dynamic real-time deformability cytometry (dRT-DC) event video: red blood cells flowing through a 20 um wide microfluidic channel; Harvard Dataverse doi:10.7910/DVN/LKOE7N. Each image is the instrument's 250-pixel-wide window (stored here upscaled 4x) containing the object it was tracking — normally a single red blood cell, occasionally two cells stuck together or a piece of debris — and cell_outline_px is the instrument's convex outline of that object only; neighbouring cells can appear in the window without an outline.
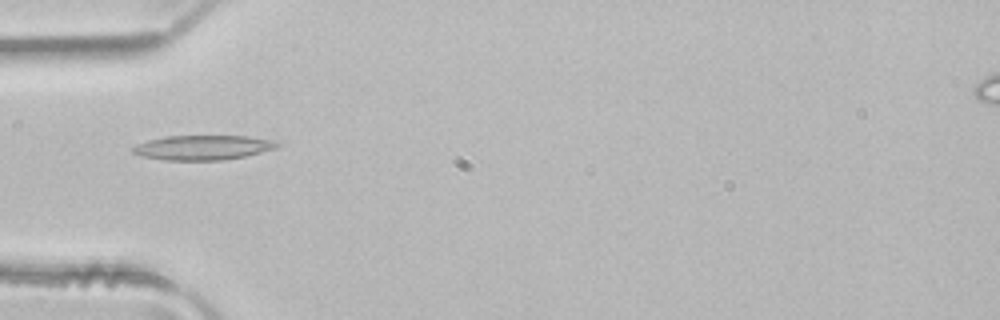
{"species": "common noctule bat (a hibernating species)", "species_latin": "Nyctalus noctula", "temperature_condition": "room temperature", "stored_images_in_passage": 4, "camera_frame_rate_fps": 3000, "um_per_image_px": 0.085, "animal": {"sex": "male", "body_mass_g": 21.5, "forearm_length_mm": 52.0}, "frame": {"image": 1, "passage_image": 4, "time_ms": 1.0, "image_size_px": [1000, 320], "cell_outline_px": [[280, 144], [276, 148], [244, 156], [224, 160], [164, 160], [144, 156], [132, 152], [132, 148], [136, 144], [148, 140], [168, 136], [248, 136], [272, 140]], "centroid_in_image_um": [17.23, 12.54], "position_along_channel_um": 67.8, "area_um2": 20.52}}